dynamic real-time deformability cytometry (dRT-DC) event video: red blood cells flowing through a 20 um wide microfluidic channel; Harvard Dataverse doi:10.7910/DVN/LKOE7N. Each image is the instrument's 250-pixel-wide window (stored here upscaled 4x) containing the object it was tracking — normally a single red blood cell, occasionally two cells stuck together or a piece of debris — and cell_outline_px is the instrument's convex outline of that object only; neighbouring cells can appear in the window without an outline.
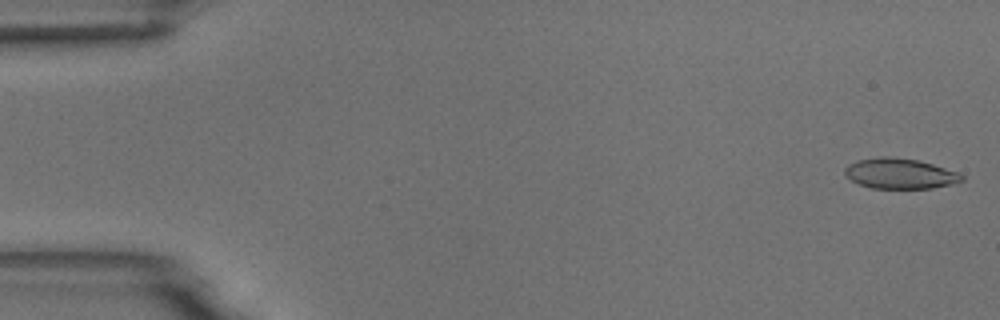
{"species": "common noctule bat (a hibernating species)", "species_latin": "Nyctalus noctula", "temperature_condition": "room temperature", "stored_images_in_passage": 5, "camera_frame_rate_fps": 3000, "um_per_image_px": 0.085, "animal": {"sex": "male", "body_mass_g": 18.8}, "frame": {"image": 1, "passage_image": 1, "time_ms": 0.0, "image_size_px": [1000, 320], "cell_outline_px": [[964, 180], [952, 184], [932, 188], [872, 188], [860, 184], [844, 176], [844, 168], [848, 164], [856, 160], [880, 156], [888, 156], [916, 160], [932, 164], [956, 172], [964, 176]], "centroid_in_image_um": [76.45, 14.75], "position_along_channel_um": 8.6, "area_um2": 20.63}}
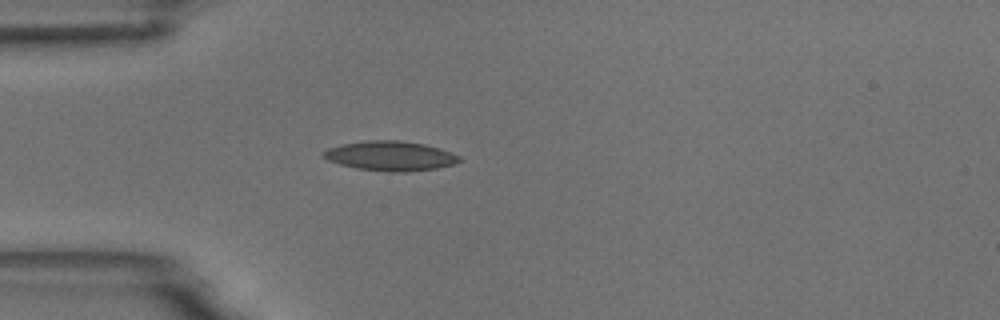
{"frame": {"image": 2, "passage_image": 5, "time_ms": 4.667, "image_size_px": [1000, 320], "cell_outline_px": [[460, 160], [452, 164], [436, 168], [404, 172], [392, 172], [356, 168], [340, 164], [328, 160], [320, 156], [320, 152], [328, 148], [340, 144], [364, 140], [400, 140], [424, 144], [440, 148], [452, 152], [460, 156]], "centroid_in_image_um": [33.12, 13.24], "position_along_channel_um": 51.9, "area_um2": 23.58}}